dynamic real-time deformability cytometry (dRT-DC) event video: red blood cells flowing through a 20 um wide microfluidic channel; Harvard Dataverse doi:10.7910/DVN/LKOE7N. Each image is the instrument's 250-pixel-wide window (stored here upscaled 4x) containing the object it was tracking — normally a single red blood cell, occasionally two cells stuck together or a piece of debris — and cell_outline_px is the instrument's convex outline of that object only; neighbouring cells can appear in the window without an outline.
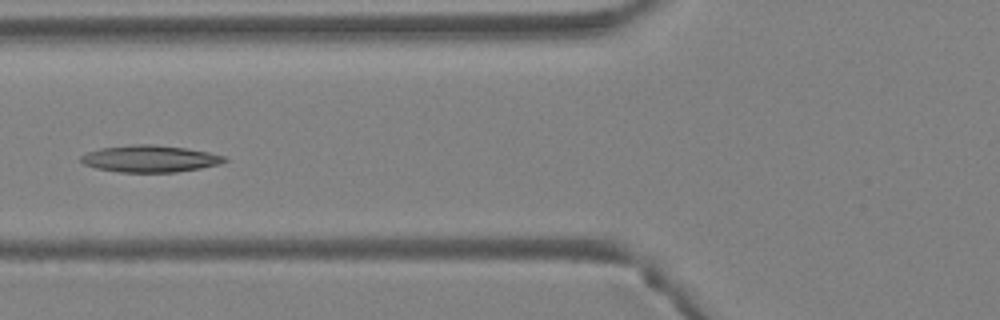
{"species": "Egyptian fruit bat (a non-hibernating species)", "species_latin": "Rousettus aegyptiacus", "temperature_condition": "warm", "stored_images_in_passage": 6, "camera_frame_rate_fps": 3000, "um_per_image_px": 0.085, "animal": {"sex": "female"}, "frame": {"image": 1, "passage_image": 6, "time_ms": 1.667, "image_size_px": [1000, 320], "cell_outline_px": [[228, 160], [220, 164], [200, 168], [176, 172], [120, 172], [96, 168], [84, 164], [80, 160], [80, 156], [88, 152], [100, 148], [132, 144], [152, 144], [184, 148], [208, 152], [228, 156]], "centroid_in_image_um": [12.76, 13.49], "position_along_channel_um": 113.0, "area_um2": 22.48}}